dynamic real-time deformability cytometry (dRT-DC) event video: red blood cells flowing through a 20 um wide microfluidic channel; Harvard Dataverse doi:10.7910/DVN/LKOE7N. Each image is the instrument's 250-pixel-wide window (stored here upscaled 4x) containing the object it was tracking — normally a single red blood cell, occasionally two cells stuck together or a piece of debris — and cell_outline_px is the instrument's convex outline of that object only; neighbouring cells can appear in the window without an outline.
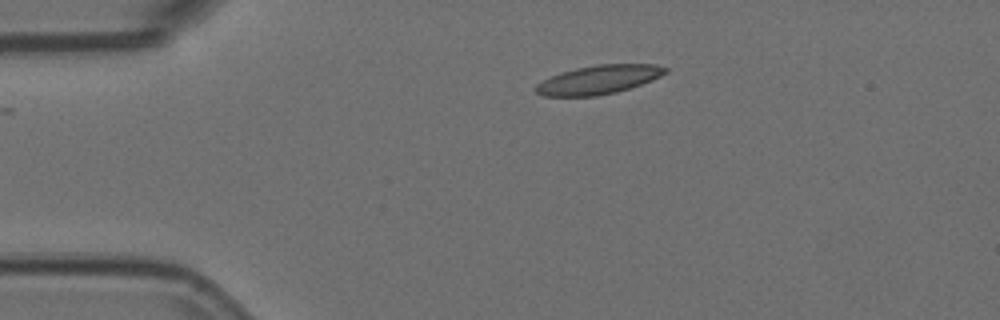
{"species": "Egyptian fruit bat (a non-hibernating species)", "species_latin": "Rousettus aegyptiacus", "temperature_condition": "room temperature", "stored_images_in_passage": 12, "camera_frame_rate_fps": 3000, "um_per_image_px": 0.085, "animal": {"sex": "female"}, "frame": {"image": 1, "passage_image": 1, "time_ms": 0.0, "image_size_px": [1000, 320], "cell_outline_px": [[668, 72], [652, 80], [616, 92], [596, 96], [544, 96], [536, 92], [532, 88], [536, 84], [552, 76], [576, 68], [596, 64], [656, 64], [668, 68]], "centroid_in_image_um": [50.89, 6.77], "position_along_channel_um": 34.1, "area_um2": 21.62}}
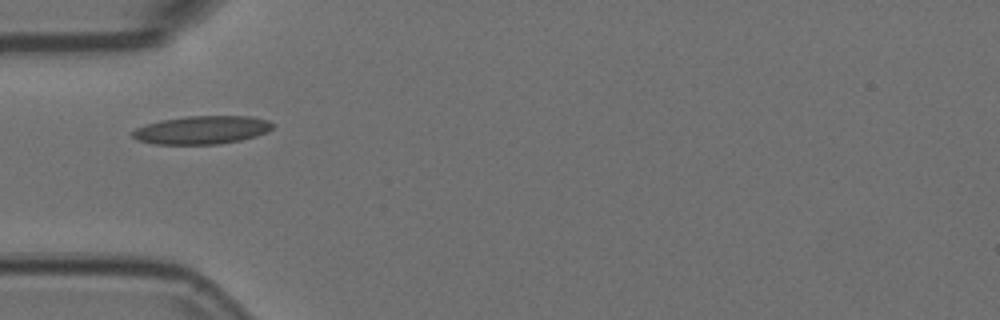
{"frame": {"image": 2, "passage_image": 7, "time_ms": 2.0, "image_size_px": [1000, 320], "cell_outline_px": [[276, 124], [268, 132], [256, 136], [240, 140], [220, 144], [156, 144], [136, 140], [132, 136], [132, 132], [136, 128], [144, 124], [160, 120], [188, 116], [252, 116], [268, 120]], "centroid_in_image_um": [17.18, 11.04], "position_along_channel_um": 67.8, "area_um2": 23.24}}
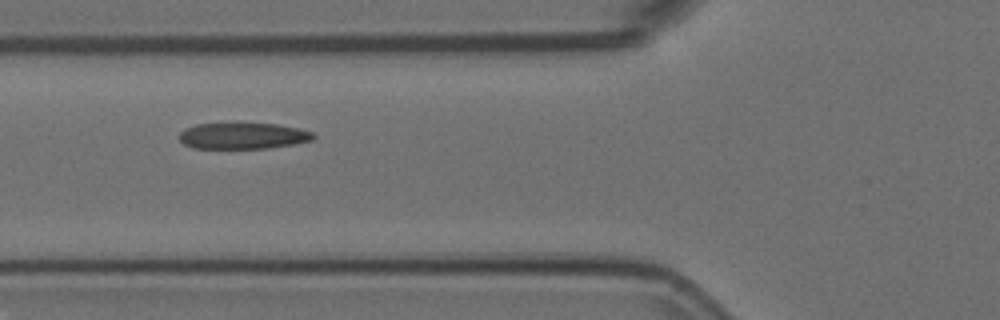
{"frame": {"image": 3, "passage_image": 10, "time_ms": 3.0, "image_size_px": [1000, 320], "cell_outline_px": [[316, 136], [312, 140], [292, 144], [268, 148], [192, 148], [184, 144], [180, 140], [180, 132], [184, 128], [196, 124], [236, 120], [276, 124], [296, 128], [312, 132]], "centroid_in_image_um": [20.59, 11.49], "position_along_channel_um": 105.2, "area_um2": 21.33}}